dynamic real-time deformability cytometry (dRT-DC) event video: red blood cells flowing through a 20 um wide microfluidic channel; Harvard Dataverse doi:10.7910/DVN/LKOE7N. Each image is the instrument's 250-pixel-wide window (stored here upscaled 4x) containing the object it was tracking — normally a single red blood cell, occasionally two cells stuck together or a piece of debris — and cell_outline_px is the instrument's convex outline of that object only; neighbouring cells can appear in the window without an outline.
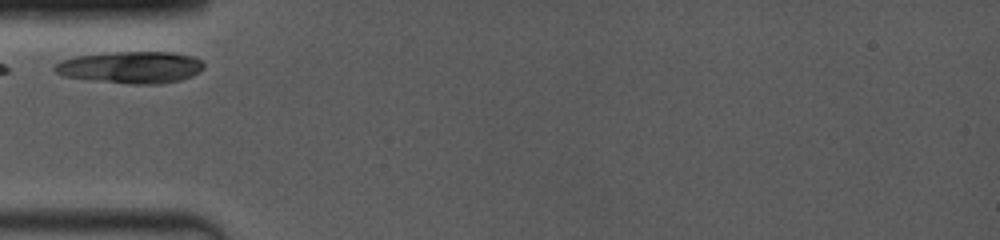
{"species": "common noctule bat (a hibernating species)", "species_latin": "Nyctalus noctula", "temperature_condition": "room temperature", "stored_images_in_passage": 9, "camera_frame_rate_fps": 4000, "um_per_image_px": 0.085, "animal": {"sex": "female", "body_mass_g": 19.0, "forearm_length_mm": 53.3}, "frame": {"image": 1, "passage_image": 1, "time_ms": 0.0, "image_size_px": [1000, 240], "cell_outline_px": [[204, 68], [200, 72], [192, 76], [180, 80], [160, 84], [128, 84], [64, 76], [56, 72], [52, 68], [56, 64], [64, 60], [76, 56], [116, 52], [172, 52], [192, 56], [200, 60], [204, 64]], "centroid_in_image_um": [11.18, 5.72], "position_along_channel_um": 73.8, "area_um2": 27.51}}
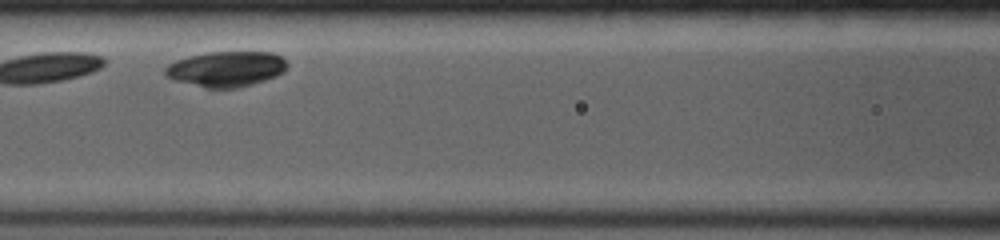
{"frame": {"image": 2, "passage_image": 6, "time_ms": 2.0, "image_size_px": [1000, 240], "cell_outline_px": [[288, 68], [284, 72], [276, 76], [252, 84], [236, 88], [204, 88], [176, 80], [164, 76], [164, 68], [168, 64], [176, 60], [188, 56], [208, 52], [272, 52], [280, 56], [288, 64]], "centroid_in_image_um": [19.21, 5.86], "position_along_channel_um": 147.4, "area_um2": 25.26}}